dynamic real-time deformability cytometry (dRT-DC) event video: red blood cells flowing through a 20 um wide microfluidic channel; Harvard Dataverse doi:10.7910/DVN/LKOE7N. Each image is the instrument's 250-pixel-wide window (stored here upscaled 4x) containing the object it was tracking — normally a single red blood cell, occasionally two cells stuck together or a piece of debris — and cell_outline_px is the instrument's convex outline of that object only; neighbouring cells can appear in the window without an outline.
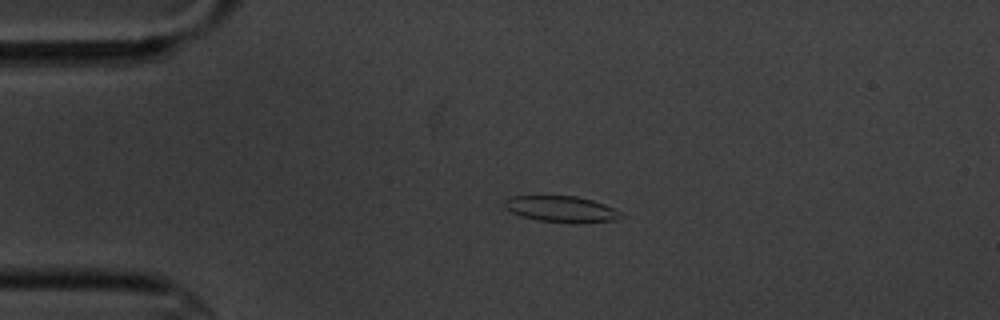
{"species": "common noctule bat (a hibernating species)", "species_latin": "Nyctalus noctula", "temperature_condition": "cold", "stored_images_in_passage": 2, "camera_frame_rate_fps": 3000, "um_per_image_px": 0.085, "animal": {"sex": "male", "body_mass_g": 20.1, "forearm_length_mm": 53.5}, "frame": {"image": 1, "passage_image": 1, "time_ms": 0.0, "image_size_px": [1000, 320], "cell_outline_px": [[624, 216], [616, 220], [540, 220], [520, 216], [504, 208], [504, 200], [512, 196], [576, 196], [592, 200], [604, 204], [620, 212]], "centroid_in_image_um": [47.63, 17.71], "position_along_channel_um": 37.4, "area_um2": 16.7}}